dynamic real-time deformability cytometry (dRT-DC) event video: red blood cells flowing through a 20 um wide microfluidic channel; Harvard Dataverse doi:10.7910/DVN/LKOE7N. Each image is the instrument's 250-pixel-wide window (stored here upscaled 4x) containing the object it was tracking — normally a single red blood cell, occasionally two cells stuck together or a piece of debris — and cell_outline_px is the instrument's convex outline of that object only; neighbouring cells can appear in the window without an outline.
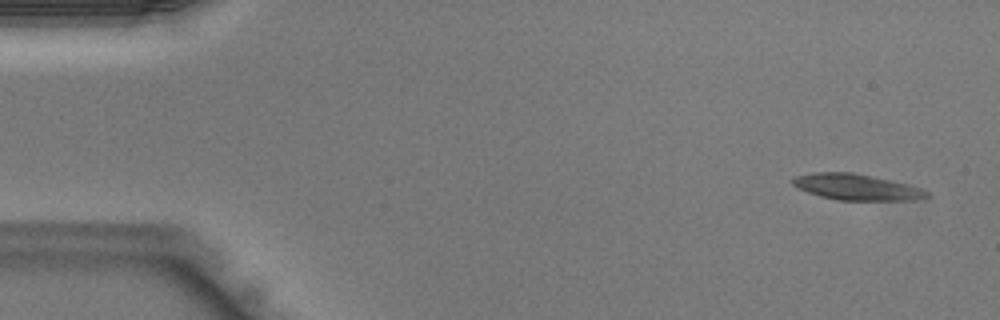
{"species": "Egyptian fruit bat (a non-hibernating species)", "species_latin": "Rousettus aegyptiacus", "temperature_condition": "warm", "stored_images_in_passage": 43, "camera_frame_rate_fps": 3000, "um_per_image_px": 0.085, "animal": {"sex": "male"}, "frame": {"image": 1, "passage_image": 2, "time_ms": 0.333, "image_size_px": [1000, 320], "cell_outline_px": [[932, 196], [916, 200], [840, 200], [820, 196], [808, 192], [792, 184], [788, 180], [792, 176], [812, 172], [852, 172], [892, 180], [920, 188], [928, 192]], "centroid_in_image_um": [72.77, 15.89], "position_along_channel_um": 12.2, "area_um2": 20.46}}
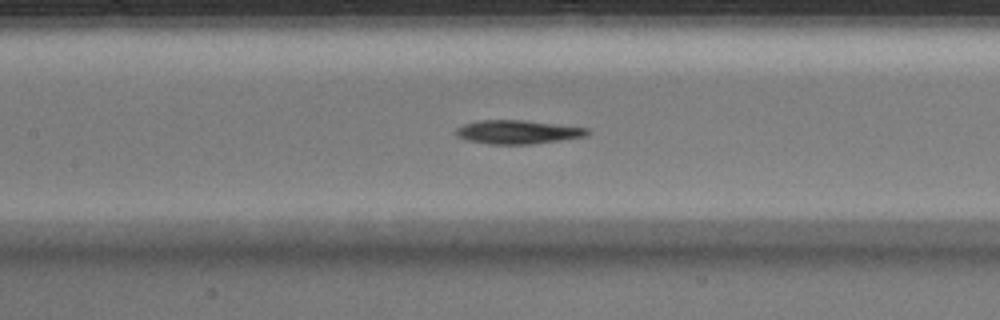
{"frame": {"image": 2, "passage_image": 19, "time_ms": 6.0, "image_size_px": [1000, 320], "cell_outline_px": [[592, 132], [584, 136], [560, 140], [532, 144], [488, 144], [464, 140], [456, 136], [456, 128], [464, 124], [480, 120], [524, 120], [588, 128]], "centroid_in_image_um": [43.97, 11.22], "position_along_channel_um": 163.4, "area_um2": 18.15}}
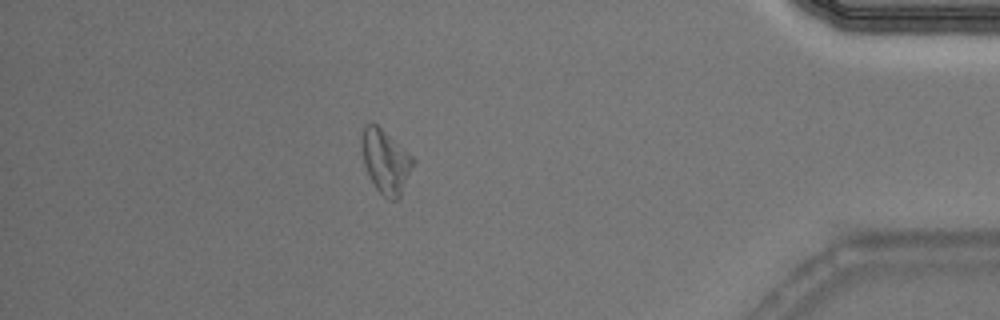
{"frame": {"image": 3, "passage_image": 37, "time_ms": 12.0, "image_size_px": [1000, 320], "cell_outline_px": [[416, 160], [400, 196], [396, 200], [388, 200], [376, 188], [364, 164], [360, 144], [360, 140], [364, 128], [368, 124], [376, 124], [412, 156]], "centroid_in_image_um": [32.78, 13.73], "position_along_channel_um": 402.4, "area_um2": 18.73}}